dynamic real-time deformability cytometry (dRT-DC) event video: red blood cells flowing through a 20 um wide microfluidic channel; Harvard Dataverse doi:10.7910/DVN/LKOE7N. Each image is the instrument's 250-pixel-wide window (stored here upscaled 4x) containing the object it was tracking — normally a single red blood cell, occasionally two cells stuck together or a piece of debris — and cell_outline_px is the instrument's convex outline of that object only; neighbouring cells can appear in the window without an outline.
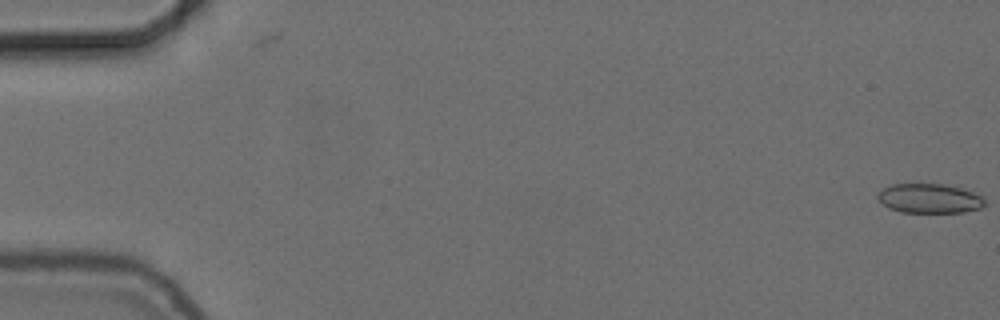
{"species": "common noctule bat (a hibernating species)", "species_latin": "Nyctalus noctula", "temperature_condition": "cold", "stored_images_in_passage": 2, "camera_frame_rate_fps": 3000, "um_per_image_px": 0.085, "animal": {"sex": "female", "body_mass_g": 24.6, "forearm_length_mm": 56.2}, "frame": {"image": 1, "passage_image": 2, "time_ms": 0.333, "image_size_px": [1000, 320], "cell_outline_px": [[984, 204], [980, 208], [964, 212], [900, 212], [888, 208], [876, 196], [884, 188], [892, 184], [944, 184], [960, 188], [972, 192], [980, 196], [984, 200]], "centroid_in_image_um": [78.98, 16.87], "position_along_channel_um": 6.0, "area_um2": 18.09}}